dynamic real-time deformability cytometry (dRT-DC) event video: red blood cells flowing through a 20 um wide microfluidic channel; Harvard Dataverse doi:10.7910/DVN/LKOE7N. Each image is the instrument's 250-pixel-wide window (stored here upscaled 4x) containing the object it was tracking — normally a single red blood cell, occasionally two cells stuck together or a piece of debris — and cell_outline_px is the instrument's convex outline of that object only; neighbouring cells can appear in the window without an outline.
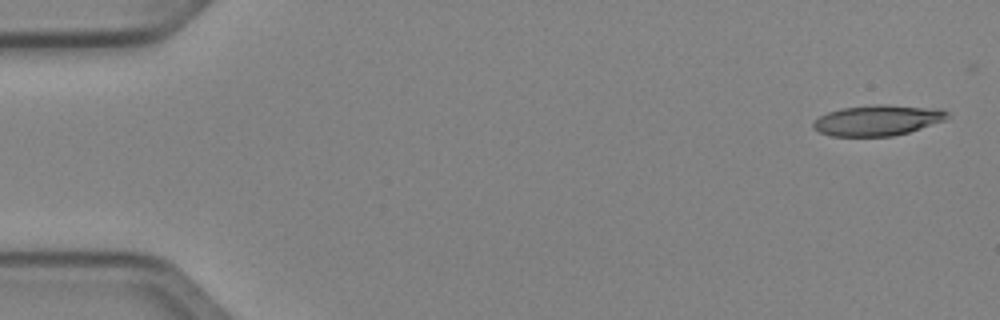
{"species": "Egyptian fruit bat (a non-hibernating species)", "species_latin": "Rousettus aegyptiacus", "temperature_condition": "cold", "stored_images_in_passage": 49, "camera_frame_rate_fps": 3000, "um_per_image_px": 0.085, "animal": {"sex": "female"}, "frame": {"image": 1, "passage_image": 1, "time_ms": 0.0, "image_size_px": [1000, 320], "cell_outline_px": [[948, 116], [944, 120], [908, 132], [892, 136], [832, 136], [820, 132], [812, 128], [812, 124], [820, 116], [828, 112], [844, 108], [876, 104], [888, 104], [940, 108], [948, 112]], "centroid_in_image_um": [74.6, 10.21], "position_along_channel_um": 10.4, "area_um2": 23.81}}
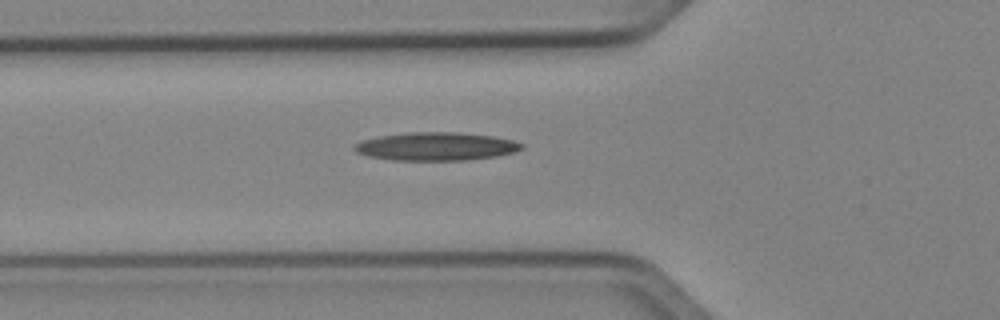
{"frame": {"image": 2, "passage_image": 17, "time_ms": 5.333, "image_size_px": [1000, 320], "cell_outline_px": [[524, 148], [516, 152], [496, 156], [468, 160], [392, 160], [368, 156], [356, 152], [352, 148], [360, 140], [380, 136], [408, 132], [456, 132], [492, 136], [512, 140], [524, 144]], "centroid_in_image_um": [37.07, 12.45], "position_along_channel_um": 88.7, "area_um2": 27.57}}
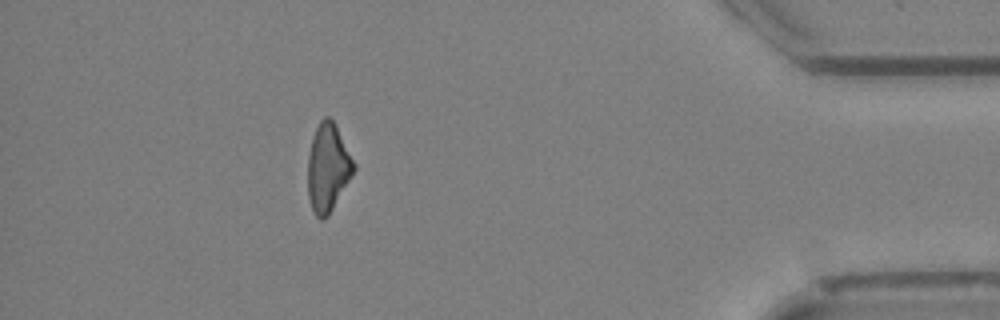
{"frame": {"image": 3, "passage_image": 44, "time_ms": 14.333, "image_size_px": [1000, 320], "cell_outline_px": [[356, 168], [352, 176], [328, 216], [320, 220], [316, 216], [312, 208], [308, 196], [308, 156], [312, 140], [316, 128], [320, 120], [324, 116], [328, 116], [336, 124], [356, 164]], "centroid_in_image_um": [27.88, 14.24], "position_along_channel_um": 407.3, "area_um2": 23.58}}